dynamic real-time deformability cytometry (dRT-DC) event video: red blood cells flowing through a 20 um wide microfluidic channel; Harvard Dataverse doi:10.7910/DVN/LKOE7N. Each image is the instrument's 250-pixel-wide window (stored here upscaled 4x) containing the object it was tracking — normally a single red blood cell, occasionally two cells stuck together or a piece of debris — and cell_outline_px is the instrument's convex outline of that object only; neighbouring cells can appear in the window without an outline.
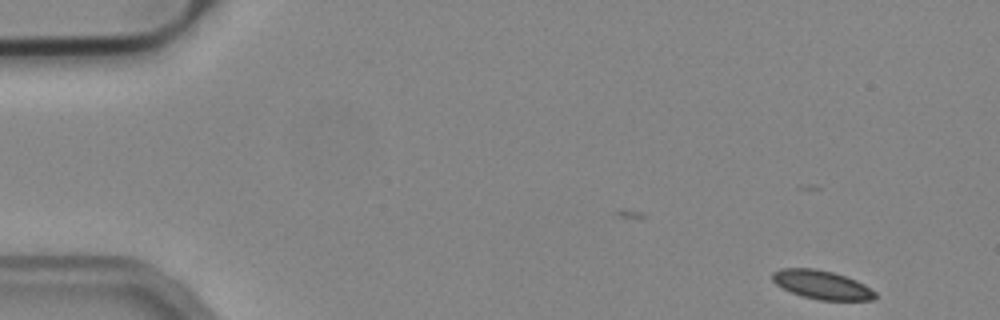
{"species": "common noctule bat (a hibernating species)", "species_latin": "Nyctalus noctula", "temperature_condition": "cold", "stored_images_in_passage": 46, "camera_frame_rate_fps": 3000, "um_per_image_px": 0.085, "animal": {"sex": "male", "body_mass_g": 19.2, "forearm_length_mm": 51.8}, "frame": {"image": 1, "passage_image": 1, "time_ms": 0.0, "image_size_px": [1000, 320], "cell_outline_px": [[876, 296], [872, 300], [820, 300], [804, 296], [792, 292], [776, 284], [772, 280], [772, 272], [780, 268], [816, 268], [832, 272], [856, 280], [864, 284], [876, 292]], "centroid_in_image_um": [69.85, 24.19], "position_along_channel_um": 15.1, "area_um2": 17.05}}
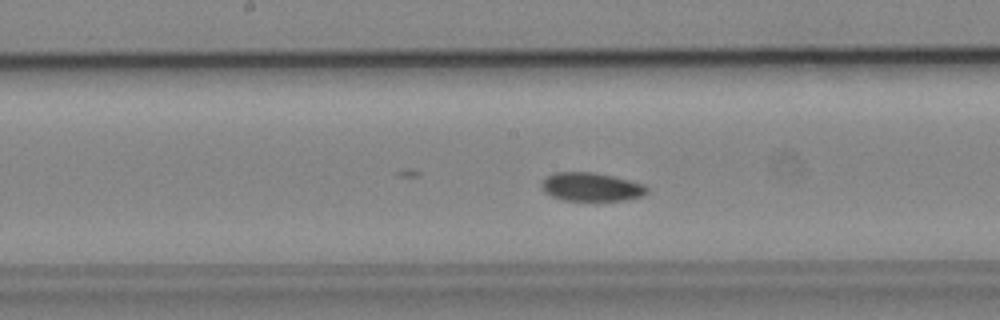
{"frame": {"image": 2, "passage_image": 25, "time_ms": 8.0, "image_size_px": [1000, 320], "cell_outline_px": [[648, 192], [640, 196], [624, 200], [564, 200], [552, 196], [544, 192], [540, 184], [544, 176], [556, 172], [596, 172], [644, 184], [648, 188]], "centroid_in_image_um": [50.21, 15.87], "position_along_channel_um": 198.0, "area_um2": 17.51}}
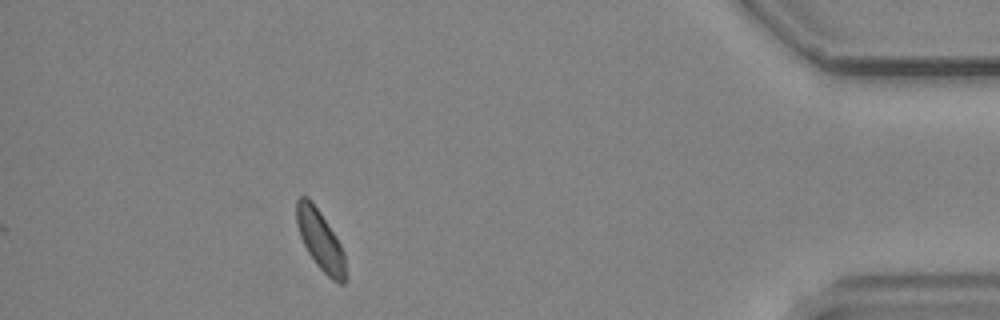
{"frame": {"image": 3, "passage_image": 46, "time_ms": 15.0, "image_size_px": [1000, 320], "cell_outline_px": [[348, 280], [344, 284], [340, 284], [332, 280], [316, 264], [308, 252], [300, 236], [296, 224], [296, 200], [300, 196], [308, 196], [312, 200], [320, 212], [340, 244], [344, 252]], "centroid_in_image_um": [27.24, 20.44], "position_along_channel_um": 408.0, "area_um2": 17.28}, "authors_computed_cell_mechanics": {"area_um2": 17.6001, "velocity_mm_per_s": 3.7626, "shape_relaxation_time_tau1_ms": 5.2727, "shape_relaxation_time_tau2_ms": null, "deformation_change_tau1": 0.0838, "deformation_change_tau2": null}}